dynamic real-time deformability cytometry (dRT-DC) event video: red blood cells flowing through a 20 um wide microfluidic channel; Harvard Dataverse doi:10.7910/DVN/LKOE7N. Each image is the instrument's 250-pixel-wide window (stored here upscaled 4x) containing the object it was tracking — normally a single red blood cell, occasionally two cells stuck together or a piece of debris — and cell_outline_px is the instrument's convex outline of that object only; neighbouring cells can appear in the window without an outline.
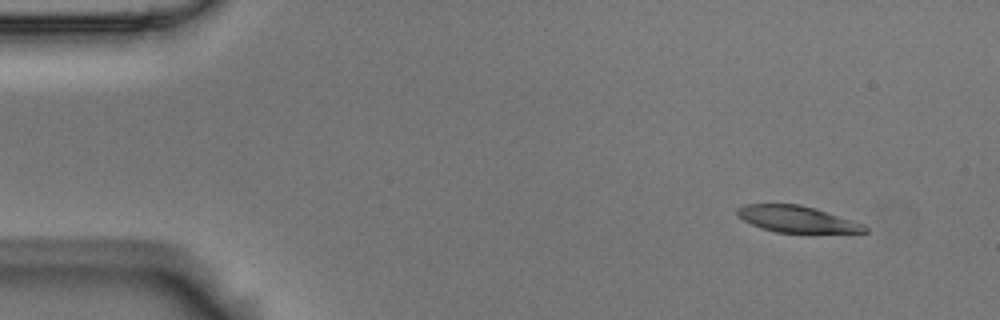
{"species": "Egyptian fruit bat (a non-hibernating species)", "species_latin": "Rousettus aegyptiacus", "temperature_condition": "room temperature", "stored_images_in_passage": 52, "camera_frame_rate_fps": 3000, "um_per_image_px": 0.085, "animal": {"sex": "male"}, "frame": {"image": 1, "passage_image": 1, "time_ms": 0.0, "image_size_px": [1000, 320], "cell_outline_px": [[868, 232], [776, 232], [760, 228], [744, 220], [736, 212], [736, 208], [744, 204], [800, 204], [816, 208], [864, 224], [868, 228]], "centroid_in_image_um": [67.72, 18.61], "position_along_channel_um": 17.3, "area_um2": 19.48}}
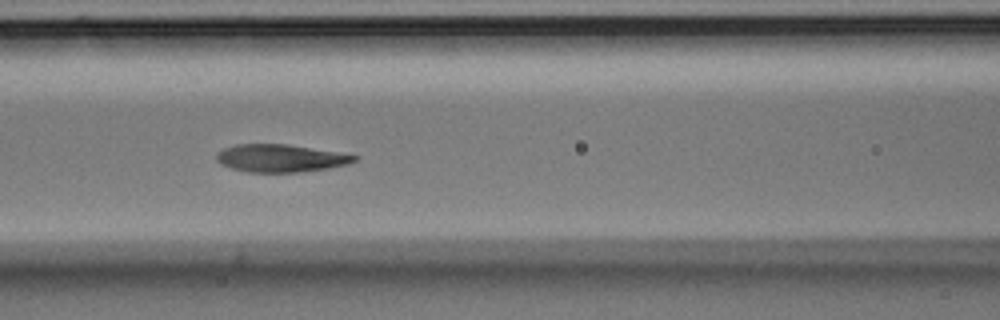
{"frame": {"image": 2, "passage_image": 20, "time_ms": 6.333, "image_size_px": [1000, 320], "cell_outline_px": [[360, 156], [356, 160], [348, 164], [328, 168], [300, 172], [248, 172], [232, 168], [220, 164], [216, 160], [216, 152], [224, 148], [236, 144], [288, 144]], "centroid_in_image_um": [23.82, 13.44], "position_along_channel_um": 142.8, "area_um2": 22.2}}
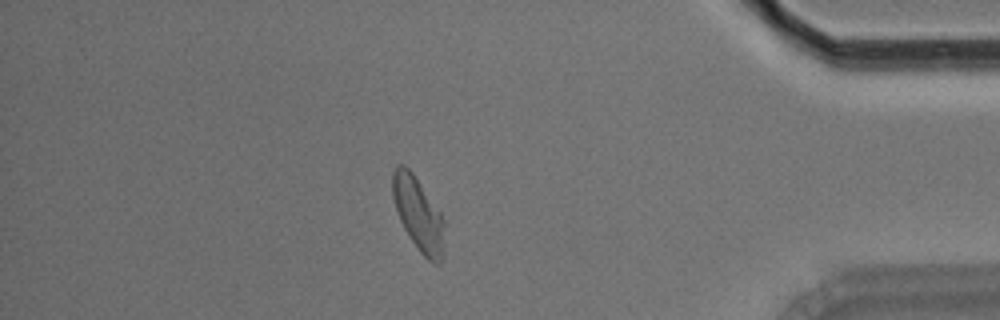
{"frame": {"image": 3, "passage_image": 45, "time_ms": 14.667, "image_size_px": [1000, 320], "cell_outline_px": [[444, 244], [440, 264], [432, 264], [420, 252], [404, 228], [400, 220], [392, 196], [392, 172], [396, 164], [404, 164], [412, 172], [440, 212], [444, 220]], "centroid_in_image_um": [35.55, 18.19], "position_along_channel_um": 399.6, "area_um2": 22.08}, "authors_computed_cell_mechanics": {"area_um2": 22.542, "velocity_mm_per_s": 3.52, "shape_relaxation_time_tau1_ms": 5.4684, "shape_relaxation_time_tau2_ms": 2.6531, "deformation_change_tau1": 0.1723, "deformation_change_tau2": 0.0647}}